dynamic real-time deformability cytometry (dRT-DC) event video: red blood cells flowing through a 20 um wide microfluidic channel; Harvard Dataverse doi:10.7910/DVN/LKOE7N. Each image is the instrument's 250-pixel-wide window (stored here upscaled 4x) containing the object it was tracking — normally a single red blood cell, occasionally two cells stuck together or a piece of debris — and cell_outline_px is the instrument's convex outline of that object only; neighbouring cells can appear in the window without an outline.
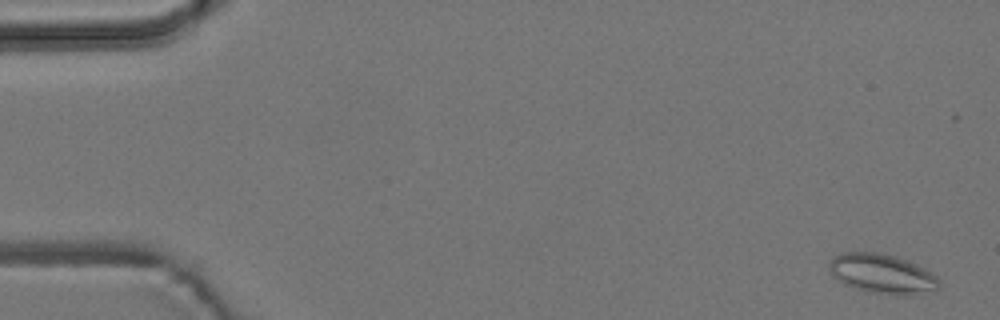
{"species": "common noctule bat (a hibernating species)", "species_latin": "Nyctalus noctula", "temperature_condition": "room temperature", "stored_images_in_passage": 6, "camera_frame_rate_fps": 3000, "um_per_image_px": 0.085, "animal": {"sex": "male", "body_mass_g": 19.2, "forearm_length_mm": 51.8}, "frame": {"image": 1, "passage_image": 1, "time_ms": 0.0, "image_size_px": [1000, 320], "cell_outline_px": [[940, 288], [904, 296], [868, 292], [844, 284], [828, 268], [828, 264], [832, 256], [844, 252], [880, 252], [896, 256], [916, 264], [936, 276], [940, 280]], "centroid_in_image_um": [74.97, 23.26], "position_along_channel_um": 10.0, "area_um2": 25.2}}